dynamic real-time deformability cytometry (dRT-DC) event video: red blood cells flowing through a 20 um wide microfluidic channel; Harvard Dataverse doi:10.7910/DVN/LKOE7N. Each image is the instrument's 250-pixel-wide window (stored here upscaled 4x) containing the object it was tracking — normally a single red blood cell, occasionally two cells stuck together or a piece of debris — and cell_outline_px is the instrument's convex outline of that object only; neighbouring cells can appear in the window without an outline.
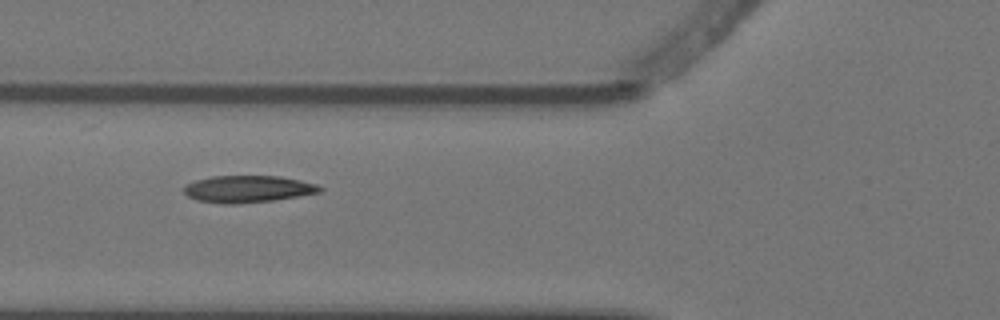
{"species": "Egyptian fruit bat (a non-hibernating species)", "species_latin": "Rousettus aegyptiacus", "temperature_condition": "warm", "stored_images_in_passage": 10, "camera_frame_rate_fps": 3000, "um_per_image_px": 0.085, "animal": {"sex": "female"}, "frame": {"image": 1, "passage_image": 5, "time_ms": 1.333, "image_size_px": [1000, 320], "cell_outline_px": [[324, 188], [320, 192], [272, 200], [236, 204], [224, 204], [196, 200], [188, 196], [184, 192], [184, 184], [196, 180], [212, 176], [280, 176], [300, 180], [316, 184]], "centroid_in_image_um": [21.03, 16.06], "position_along_channel_um": 104.8, "area_um2": 21.27}}
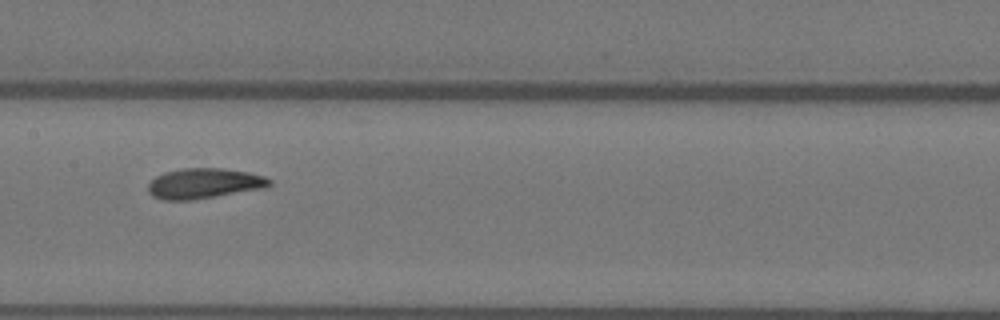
{"frame": {"image": 2, "passage_image": 7, "time_ms": 2.0, "image_size_px": [1000, 320], "cell_outline_px": [[272, 184], [264, 188], [192, 200], [164, 200], [152, 196], [148, 192], [148, 184], [156, 176], [164, 172], [180, 168], [220, 168], [248, 172], [264, 176], [272, 180]], "centroid_in_image_um": [17.33, 15.59], "position_along_channel_um": 190.1, "area_um2": 21.44}}
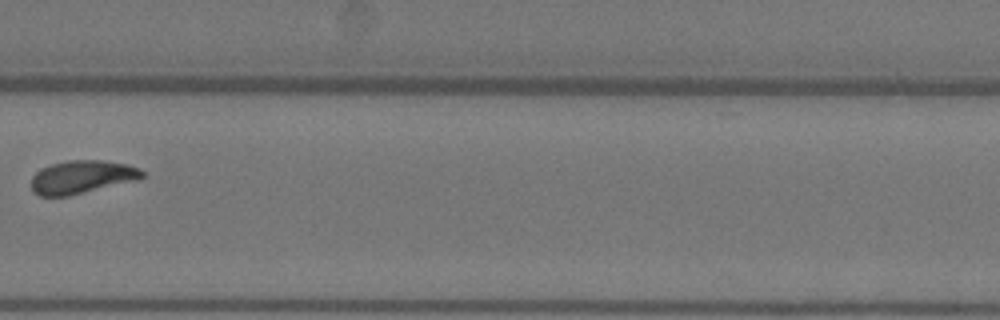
{"frame": {"image": 3, "passage_image": 10, "time_ms": 3.0, "image_size_px": [1000, 320], "cell_outline_px": [[148, 176], [140, 180], [68, 196], [40, 196], [32, 192], [32, 176], [36, 172], [52, 164], [68, 160], [104, 160], [128, 164], [140, 168]], "centroid_in_image_um": [7.04, 15.05], "position_along_channel_um": 322.8, "area_um2": 21.73}}